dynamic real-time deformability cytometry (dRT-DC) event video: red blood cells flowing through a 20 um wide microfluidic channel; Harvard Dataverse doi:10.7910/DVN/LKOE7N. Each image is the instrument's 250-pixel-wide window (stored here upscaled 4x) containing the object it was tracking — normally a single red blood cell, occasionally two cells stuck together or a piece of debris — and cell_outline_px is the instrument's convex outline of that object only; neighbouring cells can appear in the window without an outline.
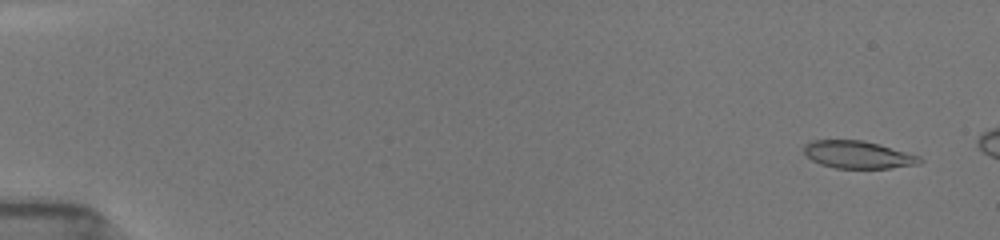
{"species": "common noctule bat (a hibernating species)", "species_latin": "Nyctalus noctula", "temperature_condition": "room temperature", "stored_images_in_passage": 17, "camera_frame_rate_fps": 3000, "um_per_image_px": 0.085, "animal": {"sex": "female", "body_mass_g": 19.5, "forearm_length_mm": 54.1}, "frame": {"image": 1, "passage_image": 4, "time_ms": 0.667, "image_size_px": [1000, 240], "cell_outline_px": [[924, 160], [920, 164], [892, 168], [836, 168], [820, 164], [804, 156], [804, 144], [812, 140], [864, 140], [880, 144], [920, 156]], "centroid_in_image_um": [72.93, 13.15], "position_along_channel_um": 12.1, "area_um2": 18.79}}